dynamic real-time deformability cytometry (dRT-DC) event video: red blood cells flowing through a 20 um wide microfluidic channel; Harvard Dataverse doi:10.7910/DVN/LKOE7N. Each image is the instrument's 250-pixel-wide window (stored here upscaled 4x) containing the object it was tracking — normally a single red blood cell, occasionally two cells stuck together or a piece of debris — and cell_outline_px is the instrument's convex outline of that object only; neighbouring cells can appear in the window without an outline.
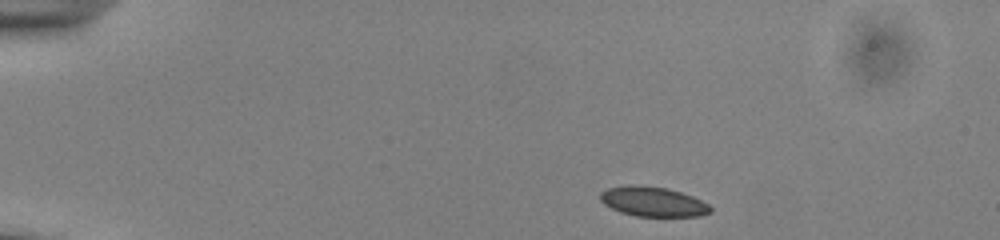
{"species": "common noctule bat (a hibernating species)", "species_latin": "Nyctalus noctula", "temperature_condition": "cold", "stored_images_in_passage": 45, "camera_frame_rate_fps": 3000, "um_per_image_px": 0.085, "animal": {"sex": "male", "body_mass_g": 13.0, "forearm_length_mm": 53.1}, "frame": {"image": 1, "passage_image": 1, "time_ms": 0.0, "image_size_px": [1000, 240], "cell_outline_px": [[712, 212], [700, 216], [636, 216], [620, 212], [604, 204], [600, 200], [600, 192], [608, 188], [628, 184], [632, 184], [668, 188], [692, 196], [708, 204], [712, 208]], "centroid_in_image_um": [55.49, 17.13], "position_along_channel_um": 29.5, "area_um2": 19.13}}
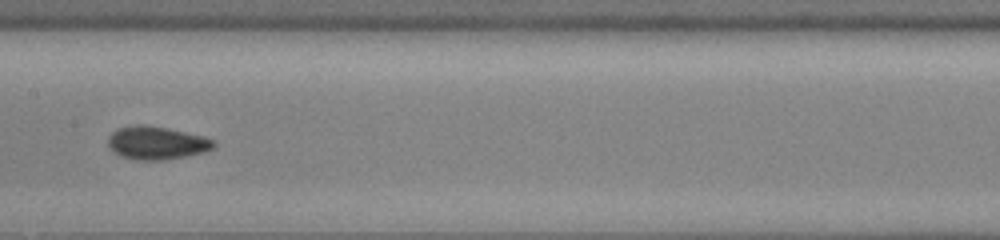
{"frame": {"image": 2, "passage_image": 20, "time_ms": 6.333, "image_size_px": [1000, 240], "cell_outline_px": [[216, 144], [212, 148], [204, 152], [164, 160], [136, 160], [120, 156], [108, 148], [108, 136], [112, 132], [120, 128], [140, 124], [164, 128], [204, 136], [216, 140]], "centroid_in_image_um": [13.3, 12.16], "position_along_channel_um": 194.1, "area_um2": 20.23}}
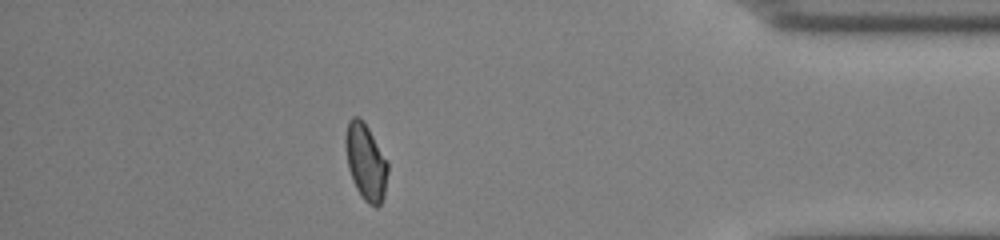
{"frame": {"image": 3, "passage_image": 39, "time_ms": 12.667, "image_size_px": [1000, 240], "cell_outline_px": [[388, 172], [384, 196], [380, 204], [376, 208], [368, 204], [364, 200], [356, 188], [352, 180], [348, 168], [344, 144], [344, 140], [348, 120], [352, 116], [356, 116], [364, 120], [388, 160]], "centroid_in_image_um": [31.09, 13.74], "position_along_channel_um": 404.1, "area_um2": 19.25}, "authors_computed_cell_mechanics": {"area_um2": 19.4208, "velocity_mm_per_s": 3.8593, "shape_relaxation_time_tau1_ms": null, "shape_relaxation_time_tau2_ms": 2.9184, "deformation_change_tau1": null, "deformation_change_tau2": 0.0531}}